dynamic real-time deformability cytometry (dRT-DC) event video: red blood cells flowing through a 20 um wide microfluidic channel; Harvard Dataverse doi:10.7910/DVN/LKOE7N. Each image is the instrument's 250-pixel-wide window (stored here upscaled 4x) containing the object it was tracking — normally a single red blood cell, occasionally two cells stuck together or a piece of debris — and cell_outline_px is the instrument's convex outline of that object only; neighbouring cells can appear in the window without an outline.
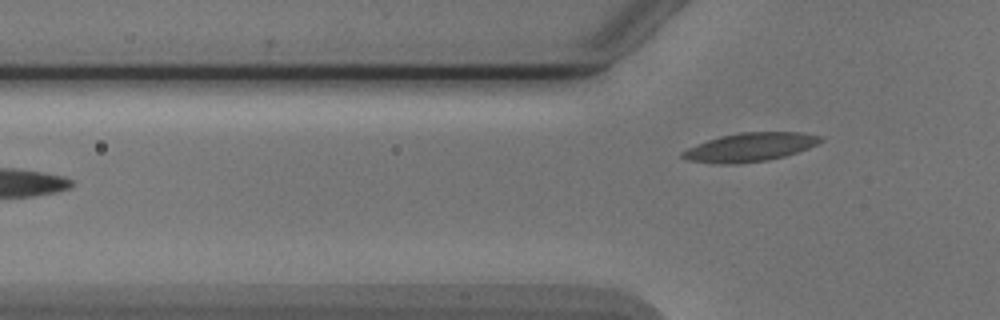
{"species": "Egyptian fruit bat (a non-hibernating species)", "species_latin": "Rousettus aegyptiacus", "temperature_condition": "cold", "stored_images_in_passage": 4, "camera_frame_rate_fps": 3000, "um_per_image_px": 0.085, "animal": {"sex": "male"}, "frame": {"image": 1, "passage_image": 4, "time_ms": 3.667, "image_size_px": [1000, 320], "cell_outline_px": [[824, 140], [808, 148], [784, 156], [768, 160], [732, 164], [720, 164], [684, 160], [680, 156], [680, 152], [696, 144], [708, 140], [740, 132], [800, 132], [824, 136]], "centroid_in_image_um": [63.74, 12.51], "position_along_channel_um": 62.1, "area_um2": 23.0}}